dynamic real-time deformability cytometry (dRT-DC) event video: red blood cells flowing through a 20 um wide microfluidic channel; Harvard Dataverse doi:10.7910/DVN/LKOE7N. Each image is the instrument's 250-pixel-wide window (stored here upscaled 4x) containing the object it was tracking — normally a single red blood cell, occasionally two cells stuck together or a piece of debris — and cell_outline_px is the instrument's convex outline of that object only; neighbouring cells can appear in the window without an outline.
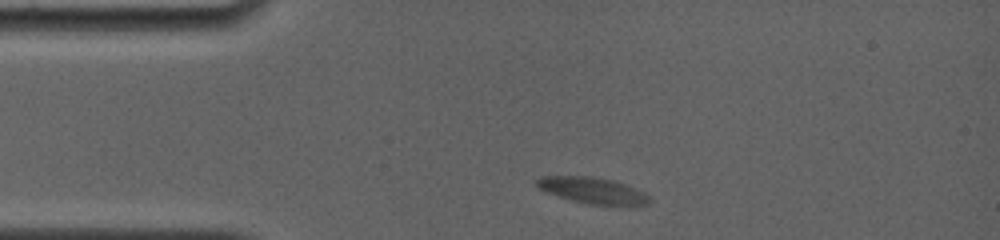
{"species": "common noctule bat (a hibernating species)", "species_latin": "Nyctalus noctula", "temperature_condition": "room temperature", "stored_images_in_passage": 48, "camera_frame_rate_fps": 4000, "um_per_image_px": 0.085, "animal": {"sex": "female", "body_mass_g": 19.0, "forearm_length_mm": 56.7}, "frame": {"image": 1, "passage_image": 1, "time_ms": 0.0, "image_size_px": [1000, 240], "cell_outline_px": [[652, 200], [648, 204], [588, 204], [572, 200], [548, 192], [540, 188], [536, 184], [536, 180], [540, 176], [592, 176], [612, 180], [624, 184], [644, 192]], "centroid_in_image_um": [50.35, 16.16], "position_along_channel_um": 34.6, "area_um2": 16.7}}
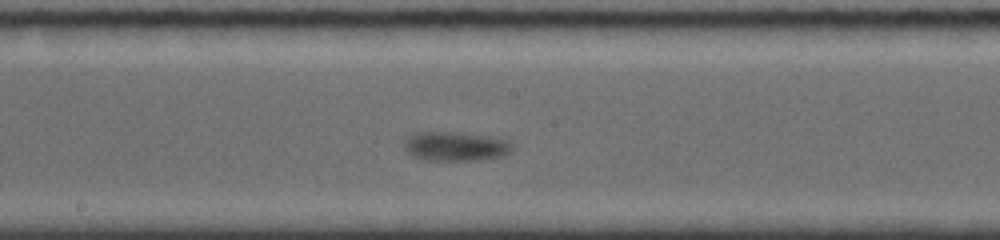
{"frame": {"image": 2, "passage_image": 21, "time_ms": 6.25, "image_size_px": [1000, 240], "cell_outline_px": [[512, 148], [508, 152], [500, 156], [476, 160], [428, 160], [416, 156], [408, 152], [404, 148], [404, 140], [408, 136], [416, 132], [448, 132], [484, 136], [508, 140], [512, 144]], "centroid_in_image_um": [38.67, 12.43], "position_along_channel_um": 209.5, "area_um2": 17.92}}
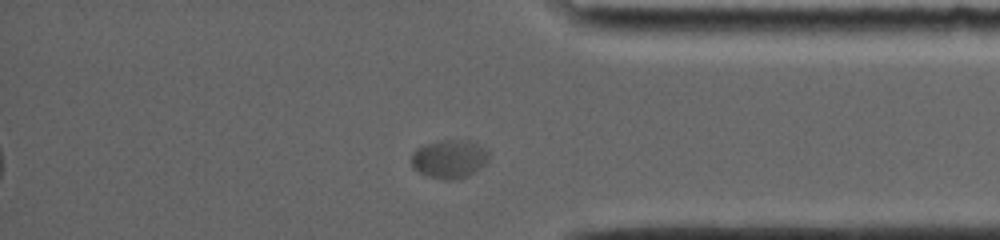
{"frame": {"image": 3, "passage_image": 41, "time_ms": 12.0, "image_size_px": [1000, 240], "cell_outline_px": [[488, 160], [484, 164], [468, 176], [448, 180], [424, 176], [412, 168], [412, 152], [416, 148], [424, 144], [440, 140], [468, 140], [484, 148], [488, 152]], "centroid_in_image_um": [38.14, 13.51], "position_along_channel_um": 397.1, "area_um2": 17.34}, "authors_computed_cell_mechanics": {"area_um2": 17.5423, "velocity_mm_per_s": 3.3112, "shape_relaxation_time_tau1_ms": 1.3576, "shape_relaxation_time_tau2_ms": null, "deformation_change_tau1": 0.1065, "deformation_change_tau2": null}}